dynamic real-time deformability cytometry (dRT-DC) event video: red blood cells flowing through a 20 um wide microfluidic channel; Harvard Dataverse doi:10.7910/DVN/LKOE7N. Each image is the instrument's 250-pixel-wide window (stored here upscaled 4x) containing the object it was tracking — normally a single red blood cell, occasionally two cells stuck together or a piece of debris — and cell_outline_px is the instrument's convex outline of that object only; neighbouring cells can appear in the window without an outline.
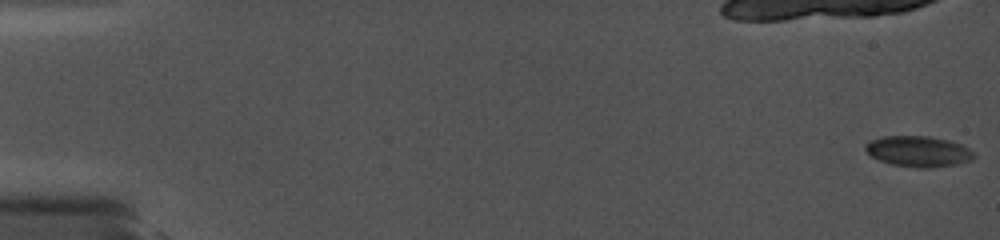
{"species": "common noctule bat (a hibernating species)", "species_latin": "Nyctalus noctula", "temperature_condition": "cold", "stored_images_in_passage": 24, "camera_frame_rate_fps": 5000, "um_per_image_px": 0.085, "animal": {"sex": "female", "body_mass_g": 19.0, "forearm_length_mm": 56.7}, "frame": {"image": 1, "passage_image": 1, "time_ms": 0.0, "image_size_px": [1000, 240], "cell_outline_px": [[976, 156], [968, 160], [956, 164], [928, 168], [916, 168], [892, 164], [880, 160], [872, 156], [864, 148], [864, 144], [880, 136], [928, 136], [948, 140], [960, 144], [968, 148]], "centroid_in_image_um": [78.03, 12.86], "position_along_channel_um": 7.0, "area_um2": 19.25}}